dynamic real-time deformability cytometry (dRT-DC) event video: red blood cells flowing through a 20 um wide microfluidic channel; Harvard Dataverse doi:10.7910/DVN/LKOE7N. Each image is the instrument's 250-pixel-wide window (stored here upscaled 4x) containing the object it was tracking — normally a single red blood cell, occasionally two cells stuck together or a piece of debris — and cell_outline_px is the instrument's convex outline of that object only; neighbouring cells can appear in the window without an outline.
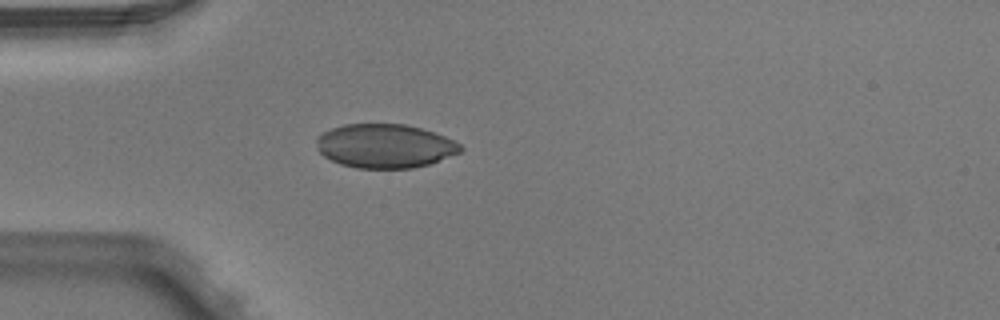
{"species": "Egyptian fruit bat (a non-hibernating species)", "species_latin": "Rousettus aegyptiacus", "temperature_condition": "warm", "stored_images_in_passage": 4, "camera_frame_rate_fps": 3000, "um_per_image_px": 0.085, "animal": {"sex": "male"}, "frame": {"image": 1, "passage_image": 4, "time_ms": 1.0, "image_size_px": [1000, 320], "cell_outline_px": [[464, 148], [460, 152], [428, 164], [412, 168], [356, 168], [340, 164], [324, 156], [316, 148], [316, 136], [320, 132], [344, 124], [408, 124], [444, 136], [460, 144]], "centroid_in_image_um": [32.66, 12.4], "position_along_channel_um": 52.3, "area_um2": 36.88}}